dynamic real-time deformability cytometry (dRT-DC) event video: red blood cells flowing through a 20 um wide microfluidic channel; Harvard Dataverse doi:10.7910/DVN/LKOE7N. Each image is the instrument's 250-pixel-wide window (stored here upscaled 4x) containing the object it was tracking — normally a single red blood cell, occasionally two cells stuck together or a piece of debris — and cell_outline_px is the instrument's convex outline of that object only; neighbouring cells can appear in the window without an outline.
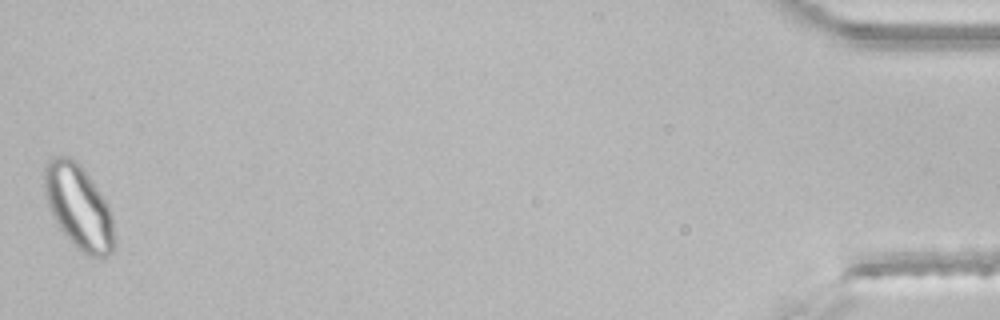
{"species": "common noctule bat (a hibernating species)", "species_latin": "Nyctalus noctula", "temperature_condition": "room temperature", "stored_images_in_passage": 43, "segment_of_instrument_passage": [2, 2], "camera_frame_rate_fps": 3000, "um_per_image_px": 0.085, "animal": {"sex": "male", "body_mass_g": 21.5, "forearm_length_mm": 52.0}, "frame": {"image": 1, "passage_image": 43, "time_ms": 14.0, "image_size_px": [1000, 320], "cell_outline_px": [[116, 248], [104, 260], [88, 256], [72, 244], [64, 236], [48, 204], [44, 188], [44, 168], [48, 160], [52, 156], [68, 156], [76, 160], [84, 168], [108, 204], [112, 216], [116, 236]], "centroid_in_image_um": [6.74, 17.63], "position_along_channel_um": 428.5, "area_um2": 34.91}}